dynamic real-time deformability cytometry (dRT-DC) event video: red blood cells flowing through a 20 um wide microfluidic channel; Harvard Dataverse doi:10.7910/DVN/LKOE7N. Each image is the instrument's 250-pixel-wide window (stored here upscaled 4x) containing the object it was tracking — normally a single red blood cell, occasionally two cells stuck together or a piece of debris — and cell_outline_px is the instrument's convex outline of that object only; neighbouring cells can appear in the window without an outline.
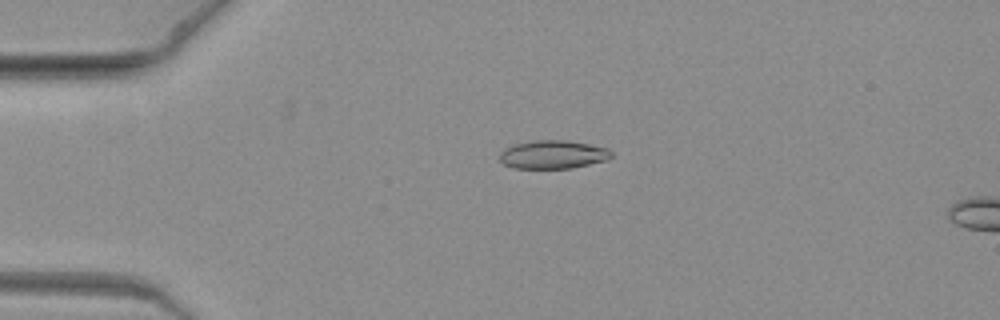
{"species": "common noctule bat (a hibernating species)", "species_latin": "Nyctalus noctula", "temperature_condition": "warm", "stored_images_in_passage": 5, "camera_frame_rate_fps": 3000, "um_per_image_px": 0.085, "animal": {"sex": "female", "body_mass_g": 19.3, "forearm_length_mm": 54.1}, "frame": {"image": 1, "passage_image": 3, "time_ms": 0.667, "image_size_px": [1000, 320], "cell_outline_px": [[612, 156], [608, 160], [572, 168], [512, 168], [504, 164], [500, 160], [500, 152], [504, 148], [516, 144], [532, 140], [568, 140], [608, 148], [612, 152]], "centroid_in_image_um": [47.01, 13.13], "position_along_channel_um": 38.0, "area_um2": 18.55}}